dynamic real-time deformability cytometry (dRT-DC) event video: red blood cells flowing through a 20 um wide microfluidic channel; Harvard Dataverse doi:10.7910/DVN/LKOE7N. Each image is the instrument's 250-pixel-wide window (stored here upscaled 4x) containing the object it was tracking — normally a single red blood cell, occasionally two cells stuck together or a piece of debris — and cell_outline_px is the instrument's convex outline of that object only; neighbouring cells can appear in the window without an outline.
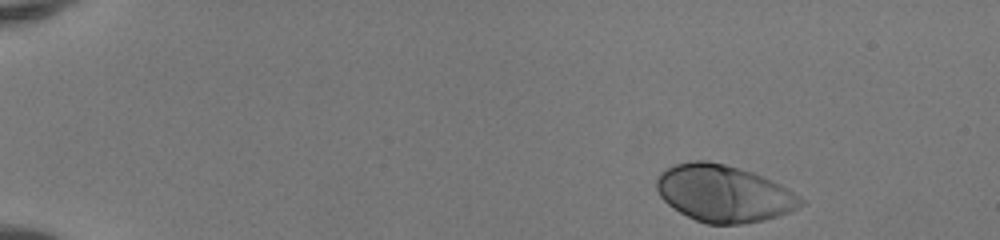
{"species": "human", "species_latin": "Homo sapiens", "temperature_condition": "room temperature", "stored_images_in_passage": 45, "camera_frame_rate_fps": 3000, "um_per_image_px": 0.085, "donor": {"sex": "female"}, "frame": {"image": 1, "passage_image": 1, "time_ms": 0.0, "image_size_px": [1000, 240], "cell_outline_px": [[808, 200], [804, 204], [788, 212], [764, 220], [740, 224], [708, 224], [696, 220], [672, 208], [660, 196], [656, 188], [656, 180], [660, 172], [676, 164], [692, 160], [708, 160], [740, 168], [752, 172], [780, 184]], "centroid_in_image_um": [61.52, 16.44], "position_along_channel_um": 23.5, "area_um2": 47.8}}
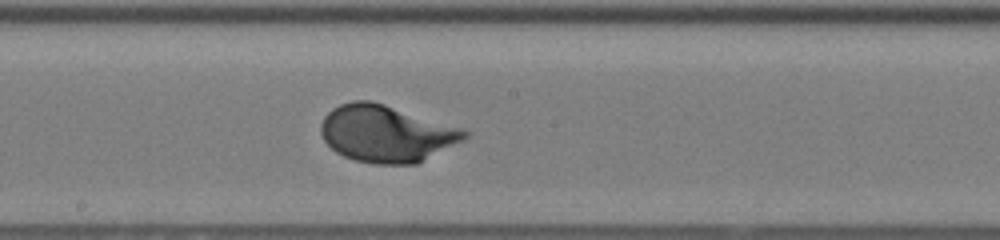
{"frame": {"image": 2, "passage_image": 24, "time_ms": 7.667, "image_size_px": [1000, 240], "cell_outline_px": [[468, 136], [464, 140], [416, 164], [372, 164], [356, 160], [344, 156], [336, 152], [324, 140], [320, 132], [320, 124], [324, 116], [332, 108], [340, 104], [352, 100], [368, 100], [384, 104], [460, 128], [468, 132]], "centroid_in_image_um": [32.79, 11.36], "position_along_channel_um": 215.4, "area_um2": 47.28}}
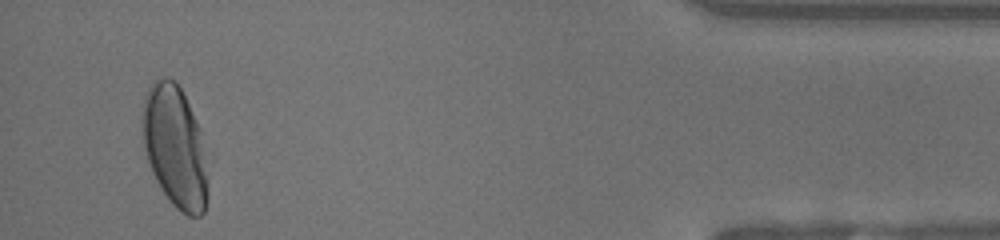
{"frame": {"image": 3, "passage_image": 43, "time_ms": 14.0, "image_size_px": [1000, 240], "cell_outline_px": [[208, 176], [204, 212], [200, 216], [188, 216], [180, 212], [172, 204], [160, 188], [148, 164], [144, 148], [140, 120], [144, 96], [152, 80], [164, 76], [168, 76], [176, 80], [200, 128]], "centroid_in_image_um": [14.83, 12.43], "position_along_channel_um": 420.4, "area_um2": 47.05}, "authors_computed_cell_mechanics": {"area_um2": 46.1822, "velocity_mm_per_s": 4.1202, "shape_relaxation_time_tau1_ms": 2.2688, "shape_relaxation_time_tau2_ms": null, "deformation_change_tau1": 0.1609, "deformation_change_tau2": null}}